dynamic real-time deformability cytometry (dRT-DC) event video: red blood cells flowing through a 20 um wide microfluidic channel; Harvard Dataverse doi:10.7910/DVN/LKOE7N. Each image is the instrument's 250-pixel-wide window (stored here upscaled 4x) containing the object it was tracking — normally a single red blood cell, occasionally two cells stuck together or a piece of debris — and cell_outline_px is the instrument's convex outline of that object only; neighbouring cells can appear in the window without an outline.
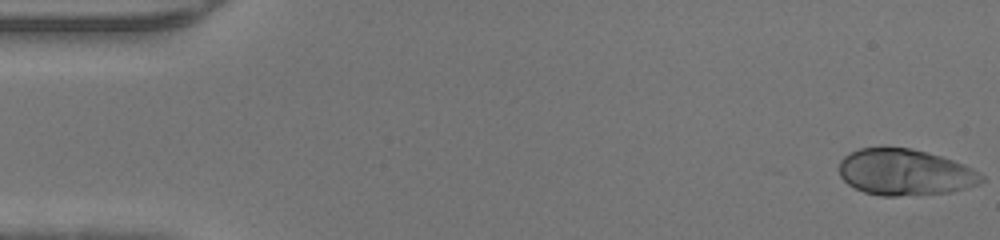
{"species": "human", "species_latin": "Homo sapiens", "temperature_condition": "warm", "stored_images_in_passage": 46, "camera_frame_rate_fps": 3000, "um_per_image_px": 0.085, "donor": {"sex": "male"}, "frame": {"image": 1, "passage_image": 1, "time_ms": 0.0, "image_size_px": [1000, 240], "cell_outline_px": [[984, 180], [976, 184], [952, 192], [896, 196], [880, 196], [864, 192], [848, 184], [840, 176], [840, 160], [844, 156], [860, 148], [912, 148], [940, 156], [964, 164], [980, 172], [984, 176]], "centroid_in_image_um": [76.93, 14.65], "position_along_channel_um": 8.1, "area_um2": 38.15}}
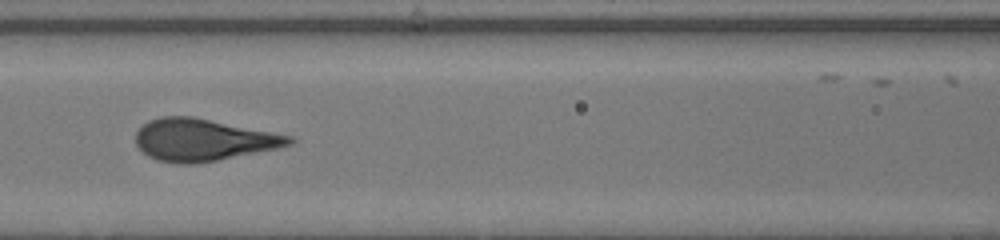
{"frame": {"image": 2, "passage_image": 20, "time_ms": 6.333, "image_size_px": [1000, 240], "cell_outline_px": [[296, 140], [292, 144], [280, 148], [196, 164], [176, 164], [156, 160], [148, 156], [136, 144], [136, 132], [148, 120], [160, 116], [192, 116], [292, 136]], "centroid_in_image_um": [17.26, 11.89], "position_along_channel_um": 149.3, "area_um2": 37.69}}
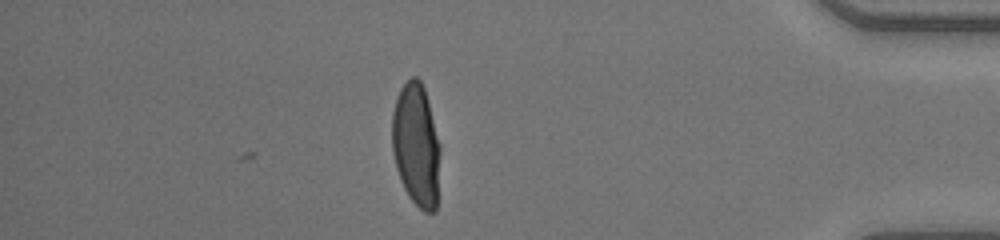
{"frame": {"image": 3, "passage_image": 40, "time_ms": 13.0, "image_size_px": [1000, 240], "cell_outline_px": [[440, 152], [436, 212], [424, 212], [408, 196], [400, 180], [396, 168], [392, 152], [392, 112], [400, 88], [412, 76], [416, 76], [420, 80], [424, 88], [428, 100], [440, 144]], "centroid_in_image_um": [35.37, 12.33], "position_along_channel_um": 399.8, "area_um2": 34.68}}